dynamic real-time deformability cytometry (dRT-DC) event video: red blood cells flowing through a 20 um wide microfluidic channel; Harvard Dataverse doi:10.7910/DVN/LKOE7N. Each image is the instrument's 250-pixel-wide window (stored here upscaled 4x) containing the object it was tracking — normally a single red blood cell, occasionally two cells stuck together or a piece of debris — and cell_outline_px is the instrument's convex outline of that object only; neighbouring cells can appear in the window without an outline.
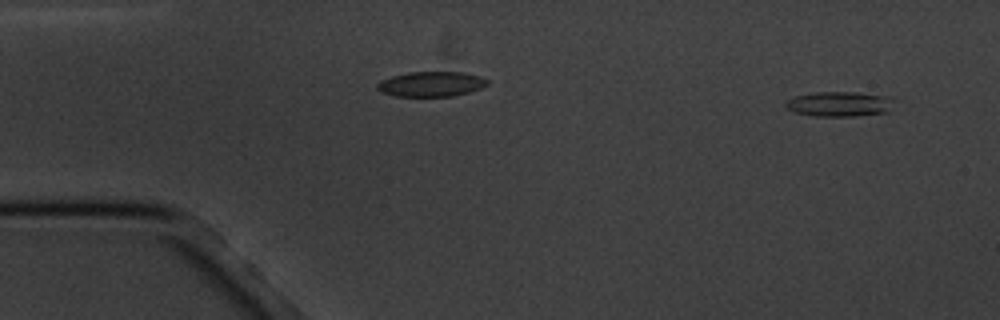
{"species": "common noctule bat (a hibernating species)", "species_latin": "Nyctalus noctula", "temperature_condition": "cold", "stored_images_in_passage": 12, "camera_frame_rate_fps": 3000, "um_per_image_px": 0.085, "animal": {"sex": "male", "body_mass_g": 20.1, "forearm_length_mm": 53.5}, "frame": {"image": 1, "passage_image": 1, "time_ms": 0.0, "image_size_px": [1000, 320], "cell_outline_px": [[892, 100], [884, 112], [856, 116], [812, 116], [796, 112], [788, 108], [784, 104], [784, 100], [792, 96], [816, 92], [852, 92], [892, 96]], "centroid_in_image_um": [71.24, 8.83], "position_along_channel_um": 13.8, "area_um2": 15.61}}
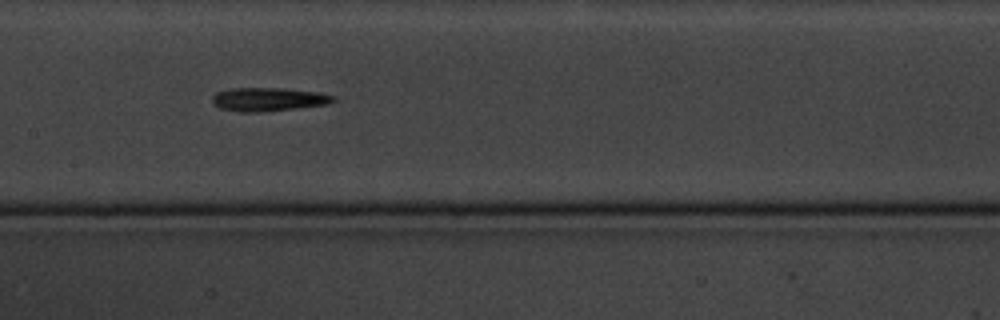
{"frame": {"image": 2, "passage_image": 8, "time_ms": 8.0, "image_size_px": [1000, 320], "cell_outline_px": [[336, 100], [328, 104], [296, 108], [260, 112], [240, 112], [220, 108], [212, 104], [212, 96], [216, 92], [232, 88], [284, 88], [316, 92], [336, 96]], "centroid_in_image_um": [22.79, 8.44], "position_along_channel_um": 184.6, "area_um2": 16.65}}
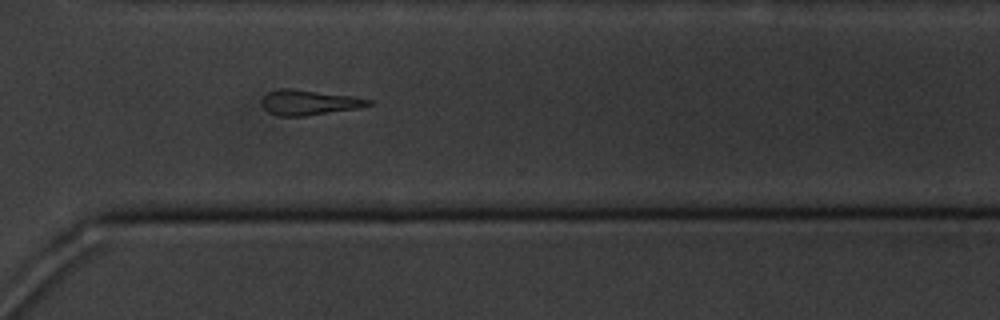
{"frame": {"image": 3, "passage_image": 12, "time_ms": 12.667, "image_size_px": [1000, 320], "cell_outline_px": [[372, 104], [356, 108], [304, 116], [276, 116], [268, 112], [260, 104], [260, 100], [268, 92], [288, 88], [356, 96], [372, 100]], "centroid_in_image_um": [26.23, 8.71], "position_along_channel_um": 344.4, "area_um2": 15.55}}